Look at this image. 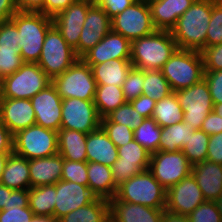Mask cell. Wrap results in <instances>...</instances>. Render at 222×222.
I'll return each instance as SVG.
<instances>
[{
	"label": "cell",
	"instance_id": "obj_1",
	"mask_svg": "<svg viewBox=\"0 0 222 222\" xmlns=\"http://www.w3.org/2000/svg\"><path fill=\"white\" fill-rule=\"evenodd\" d=\"M217 0H195L178 18L171 30L177 48L201 52L206 48V35L212 5Z\"/></svg>",
	"mask_w": 222,
	"mask_h": 222
},
{
	"label": "cell",
	"instance_id": "obj_2",
	"mask_svg": "<svg viewBox=\"0 0 222 222\" xmlns=\"http://www.w3.org/2000/svg\"><path fill=\"white\" fill-rule=\"evenodd\" d=\"M176 49L171 31L155 30L131 42L130 61L140 70H161Z\"/></svg>",
	"mask_w": 222,
	"mask_h": 222
},
{
	"label": "cell",
	"instance_id": "obj_3",
	"mask_svg": "<svg viewBox=\"0 0 222 222\" xmlns=\"http://www.w3.org/2000/svg\"><path fill=\"white\" fill-rule=\"evenodd\" d=\"M11 20L19 32L17 42L23 61L37 63L52 18L41 12L17 11Z\"/></svg>",
	"mask_w": 222,
	"mask_h": 222
},
{
	"label": "cell",
	"instance_id": "obj_4",
	"mask_svg": "<svg viewBox=\"0 0 222 222\" xmlns=\"http://www.w3.org/2000/svg\"><path fill=\"white\" fill-rule=\"evenodd\" d=\"M171 90L189 88L204 78V61L201 52L177 48L161 68Z\"/></svg>",
	"mask_w": 222,
	"mask_h": 222
},
{
	"label": "cell",
	"instance_id": "obj_5",
	"mask_svg": "<svg viewBox=\"0 0 222 222\" xmlns=\"http://www.w3.org/2000/svg\"><path fill=\"white\" fill-rule=\"evenodd\" d=\"M109 201H124L155 209H165L166 189L147 169L118 186L116 196Z\"/></svg>",
	"mask_w": 222,
	"mask_h": 222
},
{
	"label": "cell",
	"instance_id": "obj_6",
	"mask_svg": "<svg viewBox=\"0 0 222 222\" xmlns=\"http://www.w3.org/2000/svg\"><path fill=\"white\" fill-rule=\"evenodd\" d=\"M52 85L62 99L79 98L94 100L97 84L92 68L82 58L51 79Z\"/></svg>",
	"mask_w": 222,
	"mask_h": 222
},
{
	"label": "cell",
	"instance_id": "obj_7",
	"mask_svg": "<svg viewBox=\"0 0 222 222\" xmlns=\"http://www.w3.org/2000/svg\"><path fill=\"white\" fill-rule=\"evenodd\" d=\"M58 132L32 125L13 135V153L28 160L58 154Z\"/></svg>",
	"mask_w": 222,
	"mask_h": 222
},
{
	"label": "cell",
	"instance_id": "obj_8",
	"mask_svg": "<svg viewBox=\"0 0 222 222\" xmlns=\"http://www.w3.org/2000/svg\"><path fill=\"white\" fill-rule=\"evenodd\" d=\"M79 58L74 49L65 41L57 28L52 25L47 31L37 64L52 79L62 74Z\"/></svg>",
	"mask_w": 222,
	"mask_h": 222
},
{
	"label": "cell",
	"instance_id": "obj_9",
	"mask_svg": "<svg viewBox=\"0 0 222 222\" xmlns=\"http://www.w3.org/2000/svg\"><path fill=\"white\" fill-rule=\"evenodd\" d=\"M5 96L13 99H31L51 84V78L37 63L25 62L12 75L4 78Z\"/></svg>",
	"mask_w": 222,
	"mask_h": 222
},
{
	"label": "cell",
	"instance_id": "obj_10",
	"mask_svg": "<svg viewBox=\"0 0 222 222\" xmlns=\"http://www.w3.org/2000/svg\"><path fill=\"white\" fill-rule=\"evenodd\" d=\"M112 30L130 42L153 33L156 29L147 0H136L122 13L111 19Z\"/></svg>",
	"mask_w": 222,
	"mask_h": 222
},
{
	"label": "cell",
	"instance_id": "obj_11",
	"mask_svg": "<svg viewBox=\"0 0 222 222\" xmlns=\"http://www.w3.org/2000/svg\"><path fill=\"white\" fill-rule=\"evenodd\" d=\"M183 110V122H188L194 130H199L207 115L213 111V100L209 87L203 78L200 82L176 92Z\"/></svg>",
	"mask_w": 222,
	"mask_h": 222
},
{
	"label": "cell",
	"instance_id": "obj_12",
	"mask_svg": "<svg viewBox=\"0 0 222 222\" xmlns=\"http://www.w3.org/2000/svg\"><path fill=\"white\" fill-rule=\"evenodd\" d=\"M148 170L167 190L192 173V164L181 150L151 154Z\"/></svg>",
	"mask_w": 222,
	"mask_h": 222
},
{
	"label": "cell",
	"instance_id": "obj_13",
	"mask_svg": "<svg viewBox=\"0 0 222 222\" xmlns=\"http://www.w3.org/2000/svg\"><path fill=\"white\" fill-rule=\"evenodd\" d=\"M61 128L91 133L101 126L94 100L68 98L62 100Z\"/></svg>",
	"mask_w": 222,
	"mask_h": 222
},
{
	"label": "cell",
	"instance_id": "obj_14",
	"mask_svg": "<svg viewBox=\"0 0 222 222\" xmlns=\"http://www.w3.org/2000/svg\"><path fill=\"white\" fill-rule=\"evenodd\" d=\"M118 159L111 166L113 180L118 187L131 177L149 168L151 154L135 140L118 147Z\"/></svg>",
	"mask_w": 222,
	"mask_h": 222
},
{
	"label": "cell",
	"instance_id": "obj_15",
	"mask_svg": "<svg viewBox=\"0 0 222 222\" xmlns=\"http://www.w3.org/2000/svg\"><path fill=\"white\" fill-rule=\"evenodd\" d=\"M205 201L196 179L190 174L166 190L165 211L188 216Z\"/></svg>",
	"mask_w": 222,
	"mask_h": 222
},
{
	"label": "cell",
	"instance_id": "obj_16",
	"mask_svg": "<svg viewBox=\"0 0 222 222\" xmlns=\"http://www.w3.org/2000/svg\"><path fill=\"white\" fill-rule=\"evenodd\" d=\"M112 30L111 18L102 7L95 3L88 9L78 46L74 49L78 58H82L90 49Z\"/></svg>",
	"mask_w": 222,
	"mask_h": 222
},
{
	"label": "cell",
	"instance_id": "obj_17",
	"mask_svg": "<svg viewBox=\"0 0 222 222\" xmlns=\"http://www.w3.org/2000/svg\"><path fill=\"white\" fill-rule=\"evenodd\" d=\"M30 100L35 111L36 125L58 132L61 129L63 99L52 83Z\"/></svg>",
	"mask_w": 222,
	"mask_h": 222
},
{
	"label": "cell",
	"instance_id": "obj_18",
	"mask_svg": "<svg viewBox=\"0 0 222 222\" xmlns=\"http://www.w3.org/2000/svg\"><path fill=\"white\" fill-rule=\"evenodd\" d=\"M93 4L94 2L88 0H76L52 18L53 25L73 49L78 46L86 14Z\"/></svg>",
	"mask_w": 222,
	"mask_h": 222
},
{
	"label": "cell",
	"instance_id": "obj_19",
	"mask_svg": "<svg viewBox=\"0 0 222 222\" xmlns=\"http://www.w3.org/2000/svg\"><path fill=\"white\" fill-rule=\"evenodd\" d=\"M95 198L88 186L60 180L56 183L54 217L59 220L69 212L91 203Z\"/></svg>",
	"mask_w": 222,
	"mask_h": 222
},
{
	"label": "cell",
	"instance_id": "obj_20",
	"mask_svg": "<svg viewBox=\"0 0 222 222\" xmlns=\"http://www.w3.org/2000/svg\"><path fill=\"white\" fill-rule=\"evenodd\" d=\"M130 57L131 42L120 33L111 30L82 59L92 67L113 59H130Z\"/></svg>",
	"mask_w": 222,
	"mask_h": 222
},
{
	"label": "cell",
	"instance_id": "obj_21",
	"mask_svg": "<svg viewBox=\"0 0 222 222\" xmlns=\"http://www.w3.org/2000/svg\"><path fill=\"white\" fill-rule=\"evenodd\" d=\"M0 121L14 135L19 130L36 124L30 99L5 98L0 106Z\"/></svg>",
	"mask_w": 222,
	"mask_h": 222
},
{
	"label": "cell",
	"instance_id": "obj_22",
	"mask_svg": "<svg viewBox=\"0 0 222 222\" xmlns=\"http://www.w3.org/2000/svg\"><path fill=\"white\" fill-rule=\"evenodd\" d=\"M156 30L171 31L195 0H147Z\"/></svg>",
	"mask_w": 222,
	"mask_h": 222
},
{
	"label": "cell",
	"instance_id": "obj_23",
	"mask_svg": "<svg viewBox=\"0 0 222 222\" xmlns=\"http://www.w3.org/2000/svg\"><path fill=\"white\" fill-rule=\"evenodd\" d=\"M206 201H216L222 195V164L209 160L192 165V173Z\"/></svg>",
	"mask_w": 222,
	"mask_h": 222
},
{
	"label": "cell",
	"instance_id": "obj_24",
	"mask_svg": "<svg viewBox=\"0 0 222 222\" xmlns=\"http://www.w3.org/2000/svg\"><path fill=\"white\" fill-rule=\"evenodd\" d=\"M109 204L110 222H162L165 211L124 201H109Z\"/></svg>",
	"mask_w": 222,
	"mask_h": 222
},
{
	"label": "cell",
	"instance_id": "obj_25",
	"mask_svg": "<svg viewBox=\"0 0 222 222\" xmlns=\"http://www.w3.org/2000/svg\"><path fill=\"white\" fill-rule=\"evenodd\" d=\"M63 157L58 153L54 156L29 160V177L31 187L53 185L61 180Z\"/></svg>",
	"mask_w": 222,
	"mask_h": 222
},
{
	"label": "cell",
	"instance_id": "obj_26",
	"mask_svg": "<svg viewBox=\"0 0 222 222\" xmlns=\"http://www.w3.org/2000/svg\"><path fill=\"white\" fill-rule=\"evenodd\" d=\"M87 162H97L111 167L118 159V149L100 126L87 134Z\"/></svg>",
	"mask_w": 222,
	"mask_h": 222
},
{
	"label": "cell",
	"instance_id": "obj_27",
	"mask_svg": "<svg viewBox=\"0 0 222 222\" xmlns=\"http://www.w3.org/2000/svg\"><path fill=\"white\" fill-rule=\"evenodd\" d=\"M88 187L98 198L111 200L116 196L118 187L115 185L111 167L97 162H87Z\"/></svg>",
	"mask_w": 222,
	"mask_h": 222
},
{
	"label": "cell",
	"instance_id": "obj_28",
	"mask_svg": "<svg viewBox=\"0 0 222 222\" xmlns=\"http://www.w3.org/2000/svg\"><path fill=\"white\" fill-rule=\"evenodd\" d=\"M0 183L13 190L30 189L29 160L11 153L2 171Z\"/></svg>",
	"mask_w": 222,
	"mask_h": 222
},
{
	"label": "cell",
	"instance_id": "obj_29",
	"mask_svg": "<svg viewBox=\"0 0 222 222\" xmlns=\"http://www.w3.org/2000/svg\"><path fill=\"white\" fill-rule=\"evenodd\" d=\"M132 67L130 59H113L95 64L91 68L97 85L122 87Z\"/></svg>",
	"mask_w": 222,
	"mask_h": 222
},
{
	"label": "cell",
	"instance_id": "obj_30",
	"mask_svg": "<svg viewBox=\"0 0 222 222\" xmlns=\"http://www.w3.org/2000/svg\"><path fill=\"white\" fill-rule=\"evenodd\" d=\"M57 140L58 153L63 157V159L87 162L86 133L61 128L58 131Z\"/></svg>",
	"mask_w": 222,
	"mask_h": 222
},
{
	"label": "cell",
	"instance_id": "obj_31",
	"mask_svg": "<svg viewBox=\"0 0 222 222\" xmlns=\"http://www.w3.org/2000/svg\"><path fill=\"white\" fill-rule=\"evenodd\" d=\"M58 222H110L109 200L96 197L91 203L69 212Z\"/></svg>",
	"mask_w": 222,
	"mask_h": 222
},
{
	"label": "cell",
	"instance_id": "obj_32",
	"mask_svg": "<svg viewBox=\"0 0 222 222\" xmlns=\"http://www.w3.org/2000/svg\"><path fill=\"white\" fill-rule=\"evenodd\" d=\"M194 128L188 122H177L171 126L161 128L158 151L177 152L188 143V138Z\"/></svg>",
	"mask_w": 222,
	"mask_h": 222
},
{
	"label": "cell",
	"instance_id": "obj_33",
	"mask_svg": "<svg viewBox=\"0 0 222 222\" xmlns=\"http://www.w3.org/2000/svg\"><path fill=\"white\" fill-rule=\"evenodd\" d=\"M126 102L122 87L97 85L94 104L101 119Z\"/></svg>",
	"mask_w": 222,
	"mask_h": 222
},
{
	"label": "cell",
	"instance_id": "obj_34",
	"mask_svg": "<svg viewBox=\"0 0 222 222\" xmlns=\"http://www.w3.org/2000/svg\"><path fill=\"white\" fill-rule=\"evenodd\" d=\"M152 118L161 128L183 121V110L176 97V92L156 101Z\"/></svg>",
	"mask_w": 222,
	"mask_h": 222
},
{
	"label": "cell",
	"instance_id": "obj_35",
	"mask_svg": "<svg viewBox=\"0 0 222 222\" xmlns=\"http://www.w3.org/2000/svg\"><path fill=\"white\" fill-rule=\"evenodd\" d=\"M56 184L29 189V208L37 216H53L55 208Z\"/></svg>",
	"mask_w": 222,
	"mask_h": 222
},
{
	"label": "cell",
	"instance_id": "obj_36",
	"mask_svg": "<svg viewBox=\"0 0 222 222\" xmlns=\"http://www.w3.org/2000/svg\"><path fill=\"white\" fill-rule=\"evenodd\" d=\"M133 131L134 140L144 147L150 154L158 151L161 127L152 117L145 118Z\"/></svg>",
	"mask_w": 222,
	"mask_h": 222
},
{
	"label": "cell",
	"instance_id": "obj_37",
	"mask_svg": "<svg viewBox=\"0 0 222 222\" xmlns=\"http://www.w3.org/2000/svg\"><path fill=\"white\" fill-rule=\"evenodd\" d=\"M173 91L161 70H144L143 94L159 101Z\"/></svg>",
	"mask_w": 222,
	"mask_h": 222
},
{
	"label": "cell",
	"instance_id": "obj_38",
	"mask_svg": "<svg viewBox=\"0 0 222 222\" xmlns=\"http://www.w3.org/2000/svg\"><path fill=\"white\" fill-rule=\"evenodd\" d=\"M208 143L209 135L201 129L194 130L188 138V143L182 147L181 151L188 158V161L195 165L207 159Z\"/></svg>",
	"mask_w": 222,
	"mask_h": 222
},
{
	"label": "cell",
	"instance_id": "obj_39",
	"mask_svg": "<svg viewBox=\"0 0 222 222\" xmlns=\"http://www.w3.org/2000/svg\"><path fill=\"white\" fill-rule=\"evenodd\" d=\"M144 119V116L139 114L130 102H126L115 111L108 114L105 118H102L101 122L119 123L134 130L143 122Z\"/></svg>",
	"mask_w": 222,
	"mask_h": 222
},
{
	"label": "cell",
	"instance_id": "obj_40",
	"mask_svg": "<svg viewBox=\"0 0 222 222\" xmlns=\"http://www.w3.org/2000/svg\"><path fill=\"white\" fill-rule=\"evenodd\" d=\"M222 44V0L212 5L211 18L206 35V47Z\"/></svg>",
	"mask_w": 222,
	"mask_h": 222
},
{
	"label": "cell",
	"instance_id": "obj_41",
	"mask_svg": "<svg viewBox=\"0 0 222 222\" xmlns=\"http://www.w3.org/2000/svg\"><path fill=\"white\" fill-rule=\"evenodd\" d=\"M144 70L132 67L123 82V94L127 102L143 94Z\"/></svg>",
	"mask_w": 222,
	"mask_h": 222
},
{
	"label": "cell",
	"instance_id": "obj_42",
	"mask_svg": "<svg viewBox=\"0 0 222 222\" xmlns=\"http://www.w3.org/2000/svg\"><path fill=\"white\" fill-rule=\"evenodd\" d=\"M61 180L88 186L87 162L63 159Z\"/></svg>",
	"mask_w": 222,
	"mask_h": 222
},
{
	"label": "cell",
	"instance_id": "obj_43",
	"mask_svg": "<svg viewBox=\"0 0 222 222\" xmlns=\"http://www.w3.org/2000/svg\"><path fill=\"white\" fill-rule=\"evenodd\" d=\"M24 63L20 49L0 48V77L6 78L12 75Z\"/></svg>",
	"mask_w": 222,
	"mask_h": 222
},
{
	"label": "cell",
	"instance_id": "obj_44",
	"mask_svg": "<svg viewBox=\"0 0 222 222\" xmlns=\"http://www.w3.org/2000/svg\"><path fill=\"white\" fill-rule=\"evenodd\" d=\"M101 127L117 148L134 140V131L126 125L114 122H101Z\"/></svg>",
	"mask_w": 222,
	"mask_h": 222
},
{
	"label": "cell",
	"instance_id": "obj_45",
	"mask_svg": "<svg viewBox=\"0 0 222 222\" xmlns=\"http://www.w3.org/2000/svg\"><path fill=\"white\" fill-rule=\"evenodd\" d=\"M188 219L190 222H222L215 201H205L200 204L188 215Z\"/></svg>",
	"mask_w": 222,
	"mask_h": 222
},
{
	"label": "cell",
	"instance_id": "obj_46",
	"mask_svg": "<svg viewBox=\"0 0 222 222\" xmlns=\"http://www.w3.org/2000/svg\"><path fill=\"white\" fill-rule=\"evenodd\" d=\"M18 29L10 19L0 23V48L19 49Z\"/></svg>",
	"mask_w": 222,
	"mask_h": 222
},
{
	"label": "cell",
	"instance_id": "obj_47",
	"mask_svg": "<svg viewBox=\"0 0 222 222\" xmlns=\"http://www.w3.org/2000/svg\"><path fill=\"white\" fill-rule=\"evenodd\" d=\"M204 71L222 70V44L206 47L201 51Z\"/></svg>",
	"mask_w": 222,
	"mask_h": 222
},
{
	"label": "cell",
	"instance_id": "obj_48",
	"mask_svg": "<svg viewBox=\"0 0 222 222\" xmlns=\"http://www.w3.org/2000/svg\"><path fill=\"white\" fill-rule=\"evenodd\" d=\"M204 79L208 84L213 105L222 103V70L205 71Z\"/></svg>",
	"mask_w": 222,
	"mask_h": 222
},
{
	"label": "cell",
	"instance_id": "obj_49",
	"mask_svg": "<svg viewBox=\"0 0 222 222\" xmlns=\"http://www.w3.org/2000/svg\"><path fill=\"white\" fill-rule=\"evenodd\" d=\"M33 211L29 207L0 210V222H30L33 218Z\"/></svg>",
	"mask_w": 222,
	"mask_h": 222
},
{
	"label": "cell",
	"instance_id": "obj_50",
	"mask_svg": "<svg viewBox=\"0 0 222 222\" xmlns=\"http://www.w3.org/2000/svg\"><path fill=\"white\" fill-rule=\"evenodd\" d=\"M136 0H96L94 3L102 7L107 15L112 19L116 15L122 13Z\"/></svg>",
	"mask_w": 222,
	"mask_h": 222
},
{
	"label": "cell",
	"instance_id": "obj_51",
	"mask_svg": "<svg viewBox=\"0 0 222 222\" xmlns=\"http://www.w3.org/2000/svg\"><path fill=\"white\" fill-rule=\"evenodd\" d=\"M207 160L222 164V132L209 135Z\"/></svg>",
	"mask_w": 222,
	"mask_h": 222
},
{
	"label": "cell",
	"instance_id": "obj_52",
	"mask_svg": "<svg viewBox=\"0 0 222 222\" xmlns=\"http://www.w3.org/2000/svg\"><path fill=\"white\" fill-rule=\"evenodd\" d=\"M130 103L139 114L144 116V118L152 117L156 104L155 100H152L150 97L142 94L136 99L131 100Z\"/></svg>",
	"mask_w": 222,
	"mask_h": 222
},
{
	"label": "cell",
	"instance_id": "obj_53",
	"mask_svg": "<svg viewBox=\"0 0 222 222\" xmlns=\"http://www.w3.org/2000/svg\"><path fill=\"white\" fill-rule=\"evenodd\" d=\"M76 0H44L43 9L40 11L48 17H55L58 13L67 9Z\"/></svg>",
	"mask_w": 222,
	"mask_h": 222
},
{
	"label": "cell",
	"instance_id": "obj_54",
	"mask_svg": "<svg viewBox=\"0 0 222 222\" xmlns=\"http://www.w3.org/2000/svg\"><path fill=\"white\" fill-rule=\"evenodd\" d=\"M201 130L207 135H215L222 132V117L211 111L204 119Z\"/></svg>",
	"mask_w": 222,
	"mask_h": 222
},
{
	"label": "cell",
	"instance_id": "obj_55",
	"mask_svg": "<svg viewBox=\"0 0 222 222\" xmlns=\"http://www.w3.org/2000/svg\"><path fill=\"white\" fill-rule=\"evenodd\" d=\"M0 153H13V134L0 121Z\"/></svg>",
	"mask_w": 222,
	"mask_h": 222
},
{
	"label": "cell",
	"instance_id": "obj_56",
	"mask_svg": "<svg viewBox=\"0 0 222 222\" xmlns=\"http://www.w3.org/2000/svg\"><path fill=\"white\" fill-rule=\"evenodd\" d=\"M29 189L13 190L10 195L9 207H29Z\"/></svg>",
	"mask_w": 222,
	"mask_h": 222
},
{
	"label": "cell",
	"instance_id": "obj_57",
	"mask_svg": "<svg viewBox=\"0 0 222 222\" xmlns=\"http://www.w3.org/2000/svg\"><path fill=\"white\" fill-rule=\"evenodd\" d=\"M17 11L16 0H0V23L10 20Z\"/></svg>",
	"mask_w": 222,
	"mask_h": 222
},
{
	"label": "cell",
	"instance_id": "obj_58",
	"mask_svg": "<svg viewBox=\"0 0 222 222\" xmlns=\"http://www.w3.org/2000/svg\"><path fill=\"white\" fill-rule=\"evenodd\" d=\"M44 0H16L18 11L40 12Z\"/></svg>",
	"mask_w": 222,
	"mask_h": 222
},
{
	"label": "cell",
	"instance_id": "obj_59",
	"mask_svg": "<svg viewBox=\"0 0 222 222\" xmlns=\"http://www.w3.org/2000/svg\"><path fill=\"white\" fill-rule=\"evenodd\" d=\"M13 189L0 183V210L9 209L10 195Z\"/></svg>",
	"mask_w": 222,
	"mask_h": 222
},
{
	"label": "cell",
	"instance_id": "obj_60",
	"mask_svg": "<svg viewBox=\"0 0 222 222\" xmlns=\"http://www.w3.org/2000/svg\"><path fill=\"white\" fill-rule=\"evenodd\" d=\"M162 222H190L188 216L176 215L164 211Z\"/></svg>",
	"mask_w": 222,
	"mask_h": 222
},
{
	"label": "cell",
	"instance_id": "obj_61",
	"mask_svg": "<svg viewBox=\"0 0 222 222\" xmlns=\"http://www.w3.org/2000/svg\"><path fill=\"white\" fill-rule=\"evenodd\" d=\"M30 222H58L53 216H37L34 215Z\"/></svg>",
	"mask_w": 222,
	"mask_h": 222
},
{
	"label": "cell",
	"instance_id": "obj_62",
	"mask_svg": "<svg viewBox=\"0 0 222 222\" xmlns=\"http://www.w3.org/2000/svg\"><path fill=\"white\" fill-rule=\"evenodd\" d=\"M10 154L11 153H0V178H1L2 171L5 167L6 161L8 159V156Z\"/></svg>",
	"mask_w": 222,
	"mask_h": 222
},
{
	"label": "cell",
	"instance_id": "obj_63",
	"mask_svg": "<svg viewBox=\"0 0 222 222\" xmlns=\"http://www.w3.org/2000/svg\"><path fill=\"white\" fill-rule=\"evenodd\" d=\"M5 98H6V96H5L4 78L0 77V106L2 105Z\"/></svg>",
	"mask_w": 222,
	"mask_h": 222
},
{
	"label": "cell",
	"instance_id": "obj_64",
	"mask_svg": "<svg viewBox=\"0 0 222 222\" xmlns=\"http://www.w3.org/2000/svg\"><path fill=\"white\" fill-rule=\"evenodd\" d=\"M213 111L216 112L218 116L222 117V103L214 104Z\"/></svg>",
	"mask_w": 222,
	"mask_h": 222
},
{
	"label": "cell",
	"instance_id": "obj_65",
	"mask_svg": "<svg viewBox=\"0 0 222 222\" xmlns=\"http://www.w3.org/2000/svg\"><path fill=\"white\" fill-rule=\"evenodd\" d=\"M215 202L217 204L218 211L220 212L221 220H222V195Z\"/></svg>",
	"mask_w": 222,
	"mask_h": 222
}]
</instances>
